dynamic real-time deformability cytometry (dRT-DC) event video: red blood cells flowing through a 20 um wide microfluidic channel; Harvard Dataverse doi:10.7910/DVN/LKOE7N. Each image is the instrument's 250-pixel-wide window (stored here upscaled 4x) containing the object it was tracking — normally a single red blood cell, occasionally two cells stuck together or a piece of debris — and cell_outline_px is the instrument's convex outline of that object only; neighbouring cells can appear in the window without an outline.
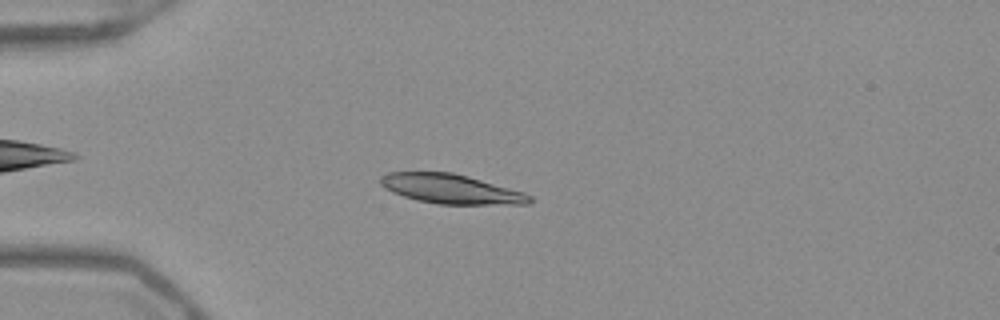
{"species": "Egyptian fruit bat (a non-hibernating species)", "species_latin": "Rousettus aegyptiacus", "temperature_condition": "warm", "stored_images_in_passage": 52, "camera_frame_rate_fps": 3000, "um_per_image_px": 0.085, "frame": {"image": 1, "passage_image": 14, "time_ms": 4.333, "image_size_px": [1000, 320], "cell_outline_px": [[532, 200], [528, 204], [436, 204], [416, 200], [392, 192], [384, 188], [380, 184], [380, 176], [388, 172], [452, 172], [468, 176], [524, 192], [532, 196]], "centroid_in_image_um": [38.31, 16.06], "position_along_channel_um": 46.7, "area_um2": 25.61}}
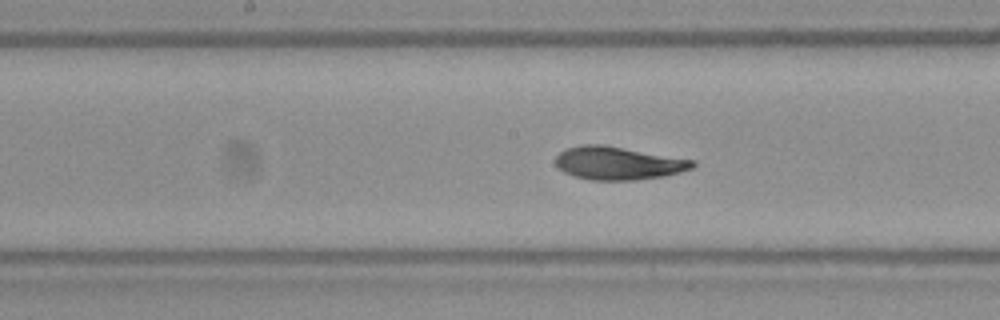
{"frame": {"image": 2, "passage_image": 27, "time_ms": 8.667, "image_size_px": [1000, 320], "cell_outline_px": [[696, 164], [692, 168], [680, 172], [664, 176], [632, 180], [588, 180], [572, 176], [564, 172], [556, 164], [556, 156], [564, 148], [584, 144], [604, 144], [696, 160]], "centroid_in_image_um": [52.54, 13.86], "position_along_channel_um": 195.7, "area_um2": 26.65}}
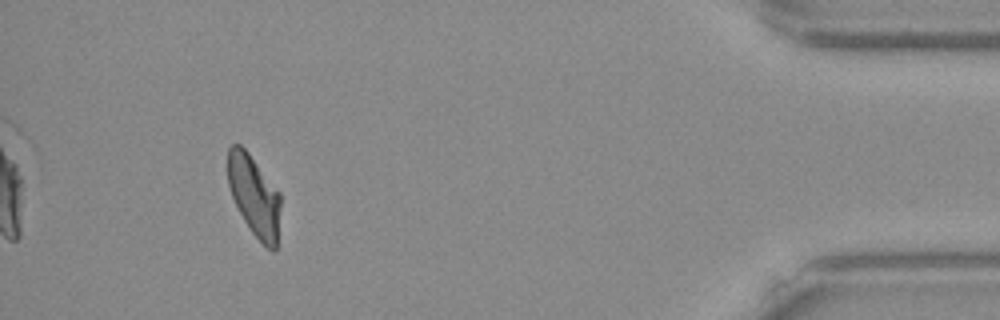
{"frame": {"image": 3, "passage_image": 48, "time_ms": 15.667, "image_size_px": [1000, 320], "cell_outline_px": [[280, 208], [276, 248], [272, 252], [252, 232], [244, 220], [232, 196], [228, 184], [228, 148], [232, 144], [240, 144], [248, 152], [280, 192]], "centroid_in_image_um": [21.61, 16.61], "position_along_channel_um": 413.6, "area_um2": 24.51}, "authors_computed_cell_mechanics": {"area_um2": 25.9522, "velocity_mm_per_s": 3.9489, "shape_relaxation_time_tau1_ms": 4.1451, "shape_relaxation_time_tau2_ms": 1.9835, "deformation_change_tau1": 0.1772, "deformation_change_tau2": 0.0626}}